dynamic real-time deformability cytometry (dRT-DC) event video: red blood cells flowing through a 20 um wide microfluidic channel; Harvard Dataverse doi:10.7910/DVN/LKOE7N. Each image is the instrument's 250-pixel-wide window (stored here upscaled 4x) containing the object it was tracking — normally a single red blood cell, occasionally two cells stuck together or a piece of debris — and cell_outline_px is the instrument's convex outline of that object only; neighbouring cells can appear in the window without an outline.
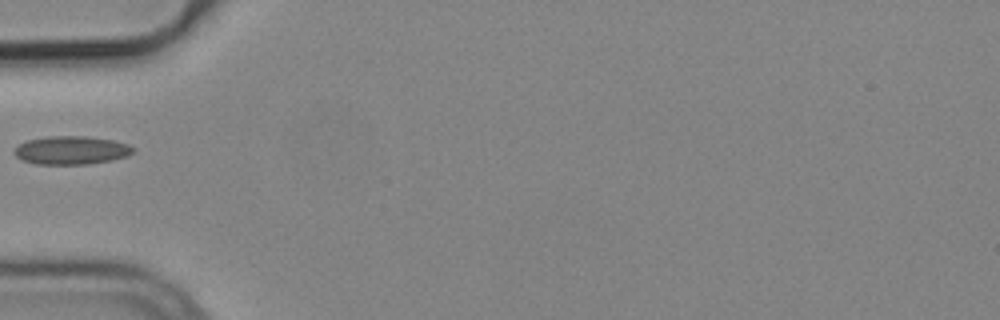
{"species": "common noctule bat (a hibernating species)", "species_latin": "Nyctalus noctula", "temperature_condition": "cold", "stored_images_in_passage": 5, "camera_frame_rate_fps": 3000, "um_per_image_px": 0.085, "animal": {"sex": "male", "body_mass_g": 19.2, "forearm_length_mm": 51.8}, "frame": {"image": 1, "passage_image": 5, "time_ms": 1.333, "image_size_px": [1000, 320], "cell_outline_px": [[136, 152], [128, 156], [112, 160], [88, 164], [36, 164], [24, 160], [16, 156], [12, 152], [20, 144], [28, 140], [48, 136], [88, 136], [112, 140], [128, 144], [136, 148]], "centroid_in_image_um": [6.12, 12.77], "position_along_channel_um": 78.9, "area_um2": 19.71}}